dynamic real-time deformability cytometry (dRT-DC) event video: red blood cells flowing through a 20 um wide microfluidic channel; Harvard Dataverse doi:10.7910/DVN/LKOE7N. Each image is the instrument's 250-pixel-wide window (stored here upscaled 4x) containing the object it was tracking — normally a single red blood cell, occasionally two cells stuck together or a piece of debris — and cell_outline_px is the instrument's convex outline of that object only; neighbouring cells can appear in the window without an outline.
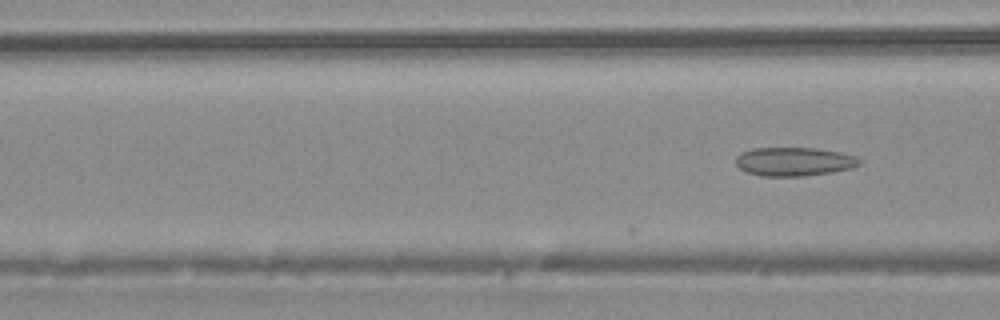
{"species": "common noctule bat (a hibernating species)", "species_latin": "Nyctalus noctula", "temperature_condition": "warm", "stored_images_in_passage": 5, "camera_frame_rate_fps": 3000, "um_per_image_px": 0.085, "animal": {"sex": "male", "body_mass_g": 20.4}, "frame": {"image": 1, "passage_image": 5, "time_ms": 1.333, "image_size_px": [1000, 320], "cell_outline_px": [[860, 164], [852, 168], [832, 172], [800, 176], [760, 176], [748, 172], [740, 168], [736, 164], [736, 156], [740, 152], [752, 148], [816, 148], [840, 152], [856, 156], [860, 160]], "centroid_in_image_um": [67.48, 13.73], "position_along_channel_um": 99.1, "area_um2": 20.69}}